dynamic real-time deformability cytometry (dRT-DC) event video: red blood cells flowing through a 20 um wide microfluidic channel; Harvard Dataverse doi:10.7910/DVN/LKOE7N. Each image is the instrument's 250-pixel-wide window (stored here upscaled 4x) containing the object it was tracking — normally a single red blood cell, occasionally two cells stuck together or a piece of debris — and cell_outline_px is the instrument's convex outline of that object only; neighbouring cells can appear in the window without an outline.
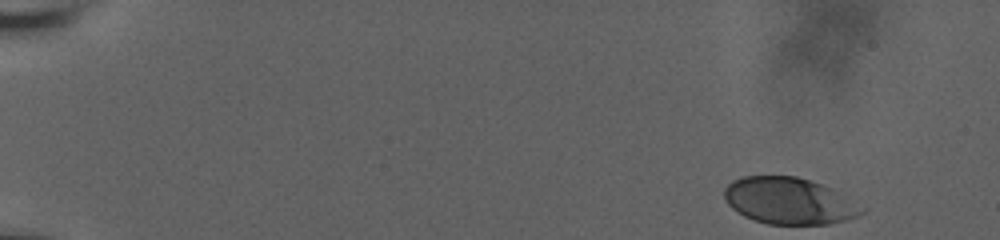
{"species": "human", "species_latin": "Homo sapiens", "temperature_condition": "room temperature", "stored_images_in_passage": 49, "camera_frame_rate_fps": 3000, "um_per_image_px": 0.085, "donor": {"sex": "male"}, "frame": {"image": 1, "passage_image": 1, "time_ms": 0.0, "image_size_px": [1000, 240], "cell_outline_px": [[868, 208], [860, 216], [828, 224], [768, 224], [744, 216], [732, 208], [724, 200], [724, 188], [732, 180], [744, 176], [796, 176], [832, 188]], "centroid_in_image_um": [67.1, 17.07], "position_along_channel_um": 17.9, "area_um2": 37.51}}
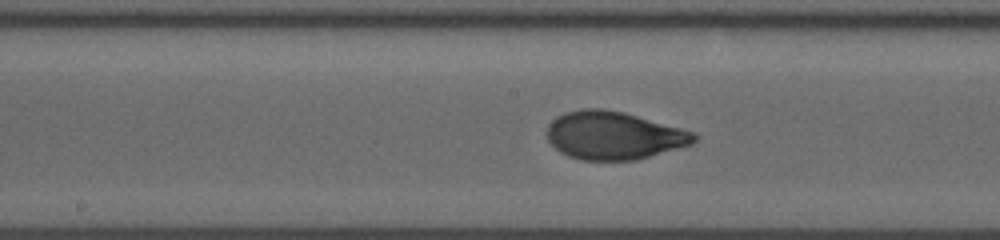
{"frame": {"image": 2, "passage_image": 28, "time_ms": 9.0, "image_size_px": [1000, 240], "cell_outline_px": [[700, 136], [692, 144], [636, 160], [580, 160], [568, 156], [560, 152], [548, 140], [548, 124], [556, 116], [564, 112], [584, 108], [604, 108], [624, 112], [696, 132]], "centroid_in_image_um": [52.18, 11.5], "position_along_channel_um": 196.0, "area_um2": 41.33}}
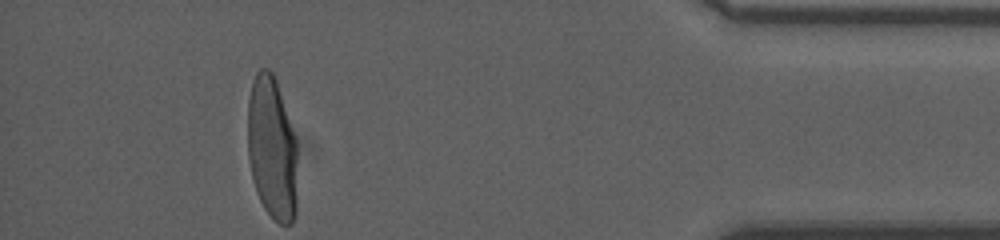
{"frame": {"image": 3, "passage_image": 49, "time_ms": 16.0, "image_size_px": [1000, 240], "cell_outline_px": [[296, 216], [292, 224], [280, 224], [264, 208], [256, 192], [248, 160], [248, 100], [252, 80], [256, 72], [260, 68], [268, 68], [272, 72], [276, 80], [296, 140]], "centroid_in_image_um": [23.11, 12.6], "position_along_channel_um": 412.1, "area_um2": 41.62}, "authors_computed_cell_mechanics": {"area_um2": 40.3444, "velocity_mm_per_s": 3.741, "shape_relaxation_time_tau1_ms": 4.0275, "shape_relaxation_time_tau2_ms": null, "deformation_change_tau1": 0.196, "deformation_change_tau2": null}}